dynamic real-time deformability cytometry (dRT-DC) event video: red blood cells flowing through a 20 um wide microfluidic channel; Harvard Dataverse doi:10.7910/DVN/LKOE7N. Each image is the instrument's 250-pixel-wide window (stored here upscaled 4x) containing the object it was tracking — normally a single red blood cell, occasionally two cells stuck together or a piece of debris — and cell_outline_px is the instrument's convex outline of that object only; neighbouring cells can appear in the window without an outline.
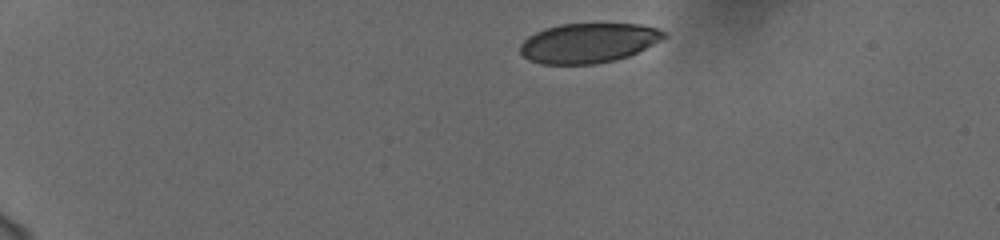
{"species": "human", "species_latin": "Homo sapiens", "temperature_condition": "cold", "stored_images_in_passage": 45, "camera_frame_rate_fps": 3000, "um_per_image_px": 0.085, "donor": {"sex": "female"}, "frame": {"image": 1, "passage_image": 1, "time_ms": 0.0, "image_size_px": [1000, 240], "cell_outline_px": [[668, 36], [628, 56], [616, 60], [596, 64], [540, 64], [528, 60], [520, 52], [520, 44], [528, 36], [544, 28], [560, 24], [640, 24], [656, 28], [668, 32]], "centroid_in_image_um": [49.99, 3.65], "position_along_channel_um": 35.0, "area_um2": 33.29}}
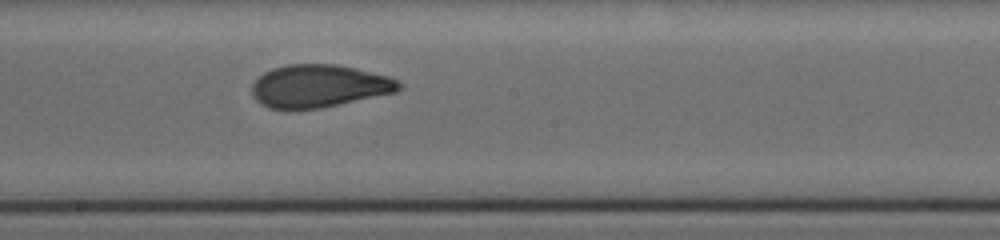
{"frame": {"image": 2, "passage_image": 23, "time_ms": 7.333, "image_size_px": [1000, 240], "cell_outline_px": [[404, 84], [396, 92], [320, 108], [268, 108], [260, 104], [252, 96], [252, 84], [264, 72], [272, 68], [288, 64], [336, 64], [388, 76]], "centroid_in_image_um": [27.1, 7.3], "position_along_channel_um": 221.1, "area_um2": 36.3}}
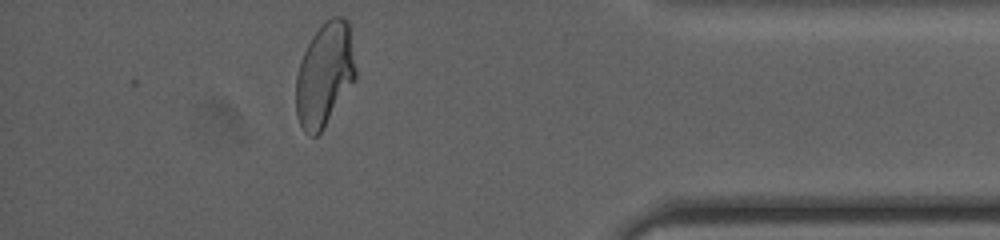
{"frame": {"image": 3, "passage_image": 40, "time_ms": 13.0, "image_size_px": [1000, 240], "cell_outline_px": [[356, 80], [324, 128], [316, 136], [308, 136], [304, 132], [296, 116], [296, 76], [300, 60], [312, 36], [320, 24], [332, 16], [344, 16], [348, 20], [356, 68]], "centroid_in_image_um": [27.6, 6.34], "position_along_channel_um": 407.6, "area_um2": 36.53}, "authors_computed_cell_mechanics": {"area_um2": 36.5874, "velocity_mm_per_s": 3.7468, "shape_relaxation_time_tau1_ms": 5.8071, "shape_relaxation_time_tau2_ms": 1.0601, "deformation_change_tau1": 0.1621, "deformation_change_tau2": 0.0602}}